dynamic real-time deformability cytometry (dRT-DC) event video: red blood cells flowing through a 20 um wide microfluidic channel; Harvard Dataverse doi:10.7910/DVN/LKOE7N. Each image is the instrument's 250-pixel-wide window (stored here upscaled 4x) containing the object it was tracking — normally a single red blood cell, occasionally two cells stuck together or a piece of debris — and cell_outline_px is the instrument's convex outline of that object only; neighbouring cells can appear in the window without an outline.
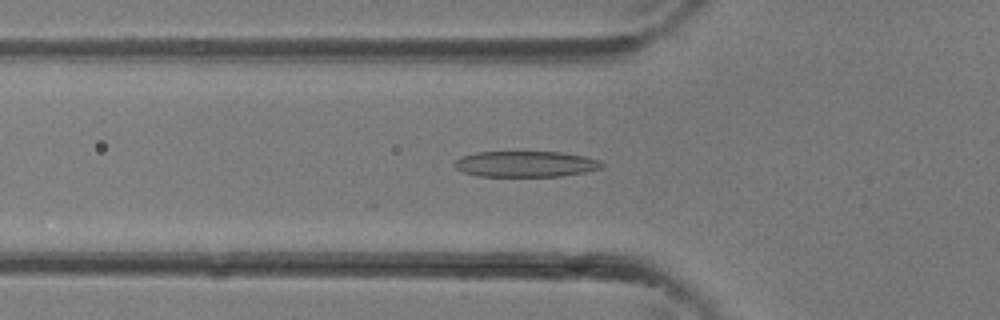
{"species": "common noctule bat (a hibernating species)", "species_latin": "Nyctalus noctula", "temperature_condition": "room temperature", "stored_images_in_passage": 29, "camera_frame_rate_fps": 3000, "um_per_image_px": 0.085, "animal": {"sex": "female"}, "frame": {"image": 1, "passage_image": 11, "time_ms": 3.333, "image_size_px": [1000, 320], "cell_outline_px": [[604, 164], [600, 168], [588, 172], [560, 176], [476, 176], [464, 172], [456, 168], [452, 164], [460, 156], [476, 152], [564, 152], [584, 156], [600, 160]], "centroid_in_image_um": [44.68, 13.94], "position_along_channel_um": 81.1, "area_um2": 22.37}}
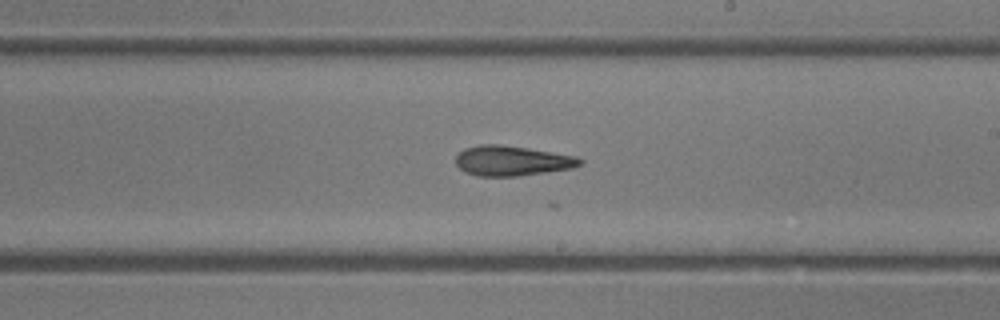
{"frame": {"image": 2, "passage_image": 19, "time_ms": 6.0, "image_size_px": [1000, 320], "cell_outline_px": [[584, 160], [580, 164], [572, 168], [520, 176], [476, 176], [464, 172], [456, 164], [456, 156], [464, 148], [480, 144], [500, 144], [528, 148], [576, 156]], "centroid_in_image_um": [43.49, 13.66], "position_along_channel_um": 245.5, "area_um2": 21.79}}
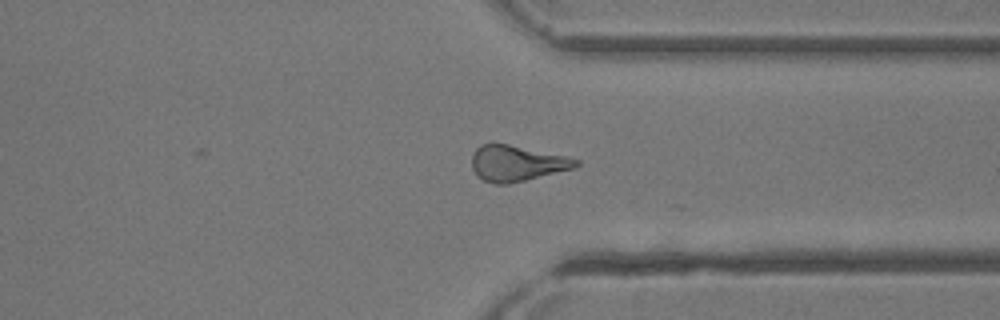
{"frame": {"image": 3, "passage_image": 25, "time_ms": 8.0, "image_size_px": [1000, 320], "cell_outline_px": [[580, 164], [572, 168], [508, 184], [496, 184], [484, 180], [472, 168], [472, 152], [480, 144], [492, 140], [564, 156], [580, 160]], "centroid_in_image_um": [43.85, 13.83], "position_along_channel_um": 367.5, "area_um2": 21.68}}